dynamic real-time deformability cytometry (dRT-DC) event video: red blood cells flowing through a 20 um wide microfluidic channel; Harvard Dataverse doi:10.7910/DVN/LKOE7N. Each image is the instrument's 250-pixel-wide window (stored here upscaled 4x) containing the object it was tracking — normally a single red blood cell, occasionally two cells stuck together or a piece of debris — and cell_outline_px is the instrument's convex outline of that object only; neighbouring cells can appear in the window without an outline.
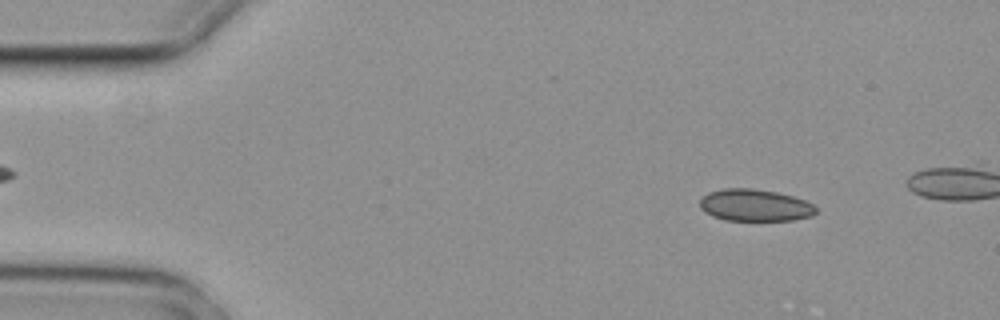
{"species": "common noctule bat (a hibernating species)", "species_latin": "Nyctalus noctula", "temperature_condition": "cold", "stored_images_in_passage": 4, "camera_frame_rate_fps": 3000, "um_per_image_px": 0.085, "animal": {"sex": "female", "body_mass_g": 29.2, "forearm_length_mm": 56.3}, "frame": {"image": 1, "passage_image": 1, "time_ms": 0.0, "image_size_px": [1000, 320], "cell_outline_px": [[816, 212], [812, 216], [792, 220], [724, 220], [712, 216], [704, 212], [700, 208], [700, 200], [708, 192], [724, 188], [752, 188], [776, 192], [792, 196], [804, 200], [812, 204], [816, 208]], "centroid_in_image_um": [64.14, 17.44], "position_along_channel_um": 20.9, "area_um2": 21.62}}